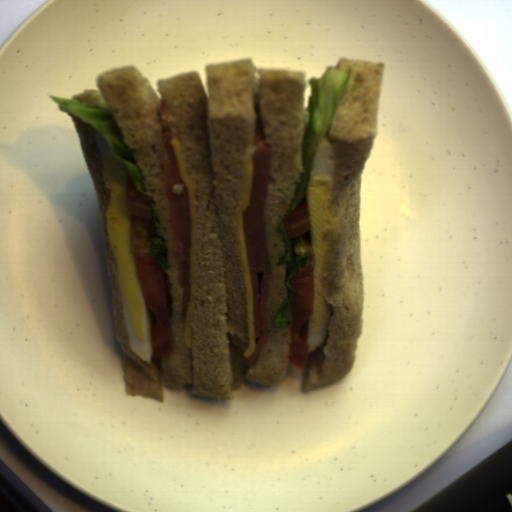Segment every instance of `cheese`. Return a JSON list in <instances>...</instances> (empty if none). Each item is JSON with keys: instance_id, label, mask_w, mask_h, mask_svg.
<instances>
[{"instance_id": "obj_2", "label": "cheese", "mask_w": 512, "mask_h": 512, "mask_svg": "<svg viewBox=\"0 0 512 512\" xmlns=\"http://www.w3.org/2000/svg\"><path fill=\"white\" fill-rule=\"evenodd\" d=\"M173 150L176 165L178 168V172L182 180L186 185L188 204H189V212H190V234H189V242H190V253H189V278H190V294L188 299V315H187V323L185 326V334H184V344L186 347H190L192 343L191 339V327H192V319H193V308H194V298H195V290H196V278H197V239H196V219H197V206H196V198L194 195V191L188 176L185 160L182 154L181 147L176 139V137L171 138L170 140Z\"/></svg>"}, {"instance_id": "obj_1", "label": "cheese", "mask_w": 512, "mask_h": 512, "mask_svg": "<svg viewBox=\"0 0 512 512\" xmlns=\"http://www.w3.org/2000/svg\"><path fill=\"white\" fill-rule=\"evenodd\" d=\"M256 147L251 139L247 149L245 151V163H244V177H243V187H242V199L240 201L237 214H236V228L239 240V248H240V260H241V268L245 280V292H246V309H247V323H248V337H249V346L244 352V357L247 359L250 357L256 346L255 339V329H254V319H253V286L251 274L247 262V253H246V243L243 231V223H242V214L243 211L247 209L250 198H251V190L253 183V175H254V163L252 159V155L255 151Z\"/></svg>"}]
</instances>
